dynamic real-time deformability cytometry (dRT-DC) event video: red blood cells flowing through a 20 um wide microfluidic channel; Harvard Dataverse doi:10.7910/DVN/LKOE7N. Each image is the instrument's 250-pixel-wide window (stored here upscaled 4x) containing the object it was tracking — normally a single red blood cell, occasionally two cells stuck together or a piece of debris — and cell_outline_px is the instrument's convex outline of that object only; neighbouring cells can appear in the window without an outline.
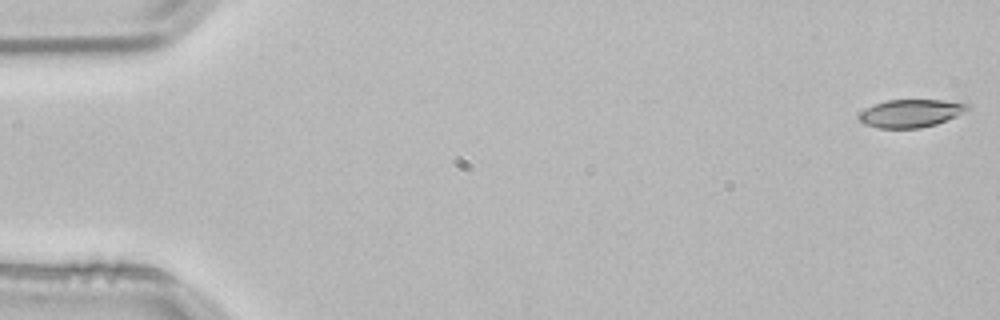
{"species": "common noctule bat (a hibernating species)", "species_latin": "Nyctalus noctula", "temperature_condition": "room temperature", "stored_images_in_passage": 4, "camera_frame_rate_fps": 3000, "um_per_image_px": 0.085, "animal": {"sex": "male", "body_mass_g": 21.5, "forearm_length_mm": 52.0}, "frame": {"image": 1, "passage_image": 1, "time_ms": 0.0, "image_size_px": [1000, 320], "cell_outline_px": [[972, 108], [956, 116], [936, 124], [920, 128], [876, 128], [864, 124], [860, 120], [860, 112], [876, 104], [888, 100], [940, 100], [968, 104]], "centroid_in_image_um": [77.43, 9.64], "position_along_channel_um": 7.6, "area_um2": 17.4}}
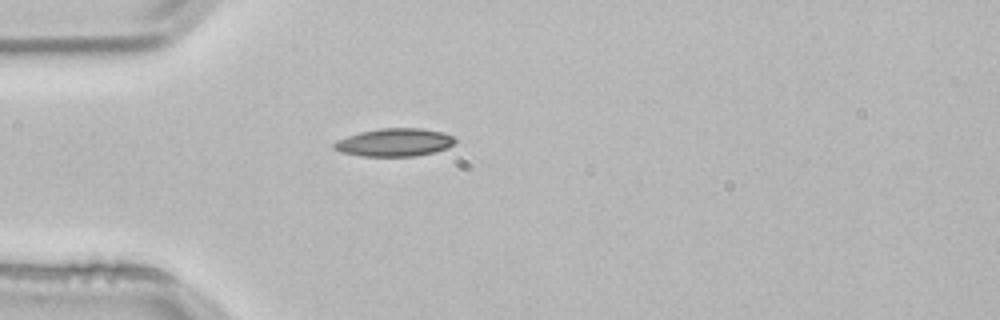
{"frame": {"image": 2, "passage_image": 4, "time_ms": 1.0, "image_size_px": [1000, 320], "cell_outline_px": [[456, 140], [448, 148], [416, 156], [360, 156], [340, 152], [332, 148], [332, 144], [336, 140], [360, 132], [380, 128], [420, 128], [444, 132], [452, 136]], "centroid_in_image_um": [33.5, 12.1], "position_along_channel_um": 51.5, "area_um2": 19.77}}